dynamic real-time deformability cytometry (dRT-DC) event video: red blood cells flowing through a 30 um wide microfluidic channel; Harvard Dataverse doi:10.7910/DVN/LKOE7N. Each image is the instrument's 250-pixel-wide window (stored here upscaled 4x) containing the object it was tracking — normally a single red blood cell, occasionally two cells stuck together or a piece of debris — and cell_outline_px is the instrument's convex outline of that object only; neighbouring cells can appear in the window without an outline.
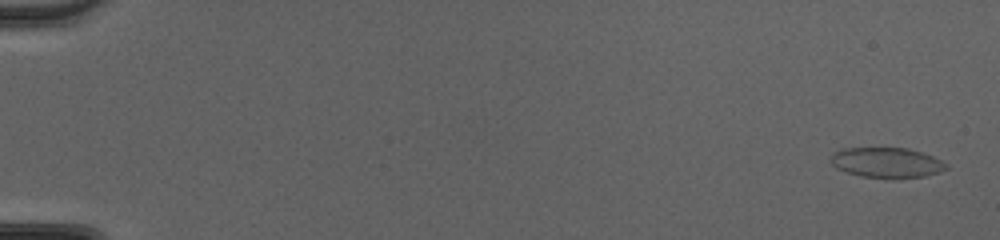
{"species": "common noctule bat (a hibernating species)", "species_latin": "Nyctalus noctula", "temperature_condition": "cold", "stored_images_in_passage": 11, "camera_frame_rate_fps": 3000, "um_per_image_px": 0.085, "animal": {"sex": "female", "body_mass_g": 20.0, "forearm_length_mm": 54.0}, "frame": {"image": 1, "passage_image": 2, "time_ms": 0.333, "image_size_px": [1000, 240], "cell_outline_px": [[948, 168], [924, 176], [864, 176], [848, 172], [836, 168], [832, 164], [832, 156], [836, 152], [848, 148], [904, 148], [920, 152], [932, 156], [940, 160]], "centroid_in_image_um": [75.35, 13.79], "position_along_channel_um": 9.7, "area_um2": 19.13}}